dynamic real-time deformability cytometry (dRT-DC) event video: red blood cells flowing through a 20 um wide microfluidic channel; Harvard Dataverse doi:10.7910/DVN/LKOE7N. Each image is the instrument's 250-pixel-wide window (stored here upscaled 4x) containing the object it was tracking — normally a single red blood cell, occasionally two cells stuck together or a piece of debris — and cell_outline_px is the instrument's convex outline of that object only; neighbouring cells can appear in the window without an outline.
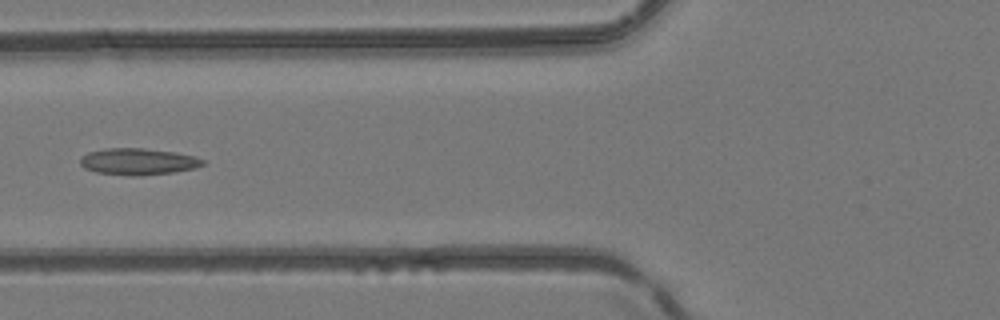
{"species": "common noctule bat (a hibernating species)", "species_latin": "Nyctalus noctula", "temperature_condition": "room temperature", "stored_images_in_passage": 3, "camera_frame_rate_fps": 3000, "um_per_image_px": 0.085, "animal": {"sex": "female", "body_mass_g": 24.6, "forearm_length_mm": 56.2}, "frame": {"image": 1, "passage_image": 3, "time_ms": 2.333, "image_size_px": [1000, 320], "cell_outline_px": [[208, 164], [196, 168], [172, 172], [140, 176], [132, 176], [96, 172], [84, 168], [80, 164], [80, 156], [88, 152], [108, 148], [144, 148], [176, 152], [196, 156], [204, 160]], "centroid_in_image_um": [11.77, 13.73], "position_along_channel_um": 114.0, "area_um2": 19.25}}